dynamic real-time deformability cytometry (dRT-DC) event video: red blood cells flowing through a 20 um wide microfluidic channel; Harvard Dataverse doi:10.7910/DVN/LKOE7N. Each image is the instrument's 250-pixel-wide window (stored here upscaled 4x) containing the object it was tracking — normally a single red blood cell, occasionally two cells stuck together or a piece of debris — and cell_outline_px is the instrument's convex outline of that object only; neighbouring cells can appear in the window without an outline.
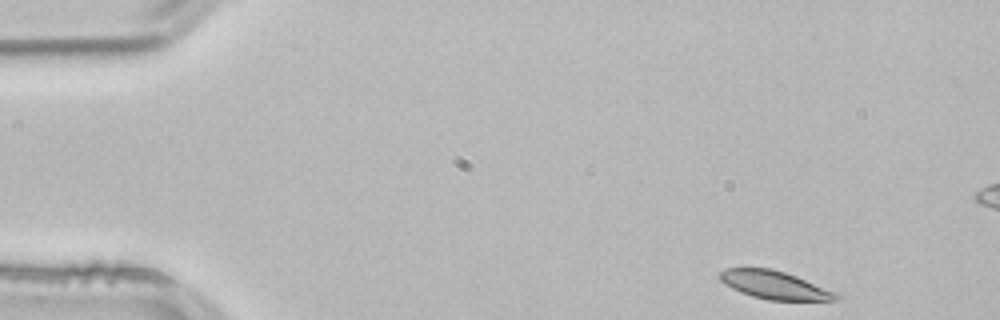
{"species": "common noctule bat (a hibernating species)", "species_latin": "Nyctalus noctula", "temperature_condition": "room temperature", "stored_images_in_passage": 3, "segment_of_instrument_passage": [2, 2], "camera_frame_rate_fps": 3000, "um_per_image_px": 0.085, "animal": {"sex": "male", "body_mass_g": 21.5, "forearm_length_mm": 52.0}, "frame": {"image": 1, "passage_image": 3, "time_ms": 0.667, "image_size_px": [1000, 320], "cell_outline_px": [[840, 296], [836, 300], [768, 300], [752, 296], [740, 292], [724, 284], [716, 276], [724, 268], [772, 268], [796, 276], [840, 292]], "centroid_in_image_um": [65.85, 24.22], "position_along_channel_um": 19.2, "area_um2": 19.31}}